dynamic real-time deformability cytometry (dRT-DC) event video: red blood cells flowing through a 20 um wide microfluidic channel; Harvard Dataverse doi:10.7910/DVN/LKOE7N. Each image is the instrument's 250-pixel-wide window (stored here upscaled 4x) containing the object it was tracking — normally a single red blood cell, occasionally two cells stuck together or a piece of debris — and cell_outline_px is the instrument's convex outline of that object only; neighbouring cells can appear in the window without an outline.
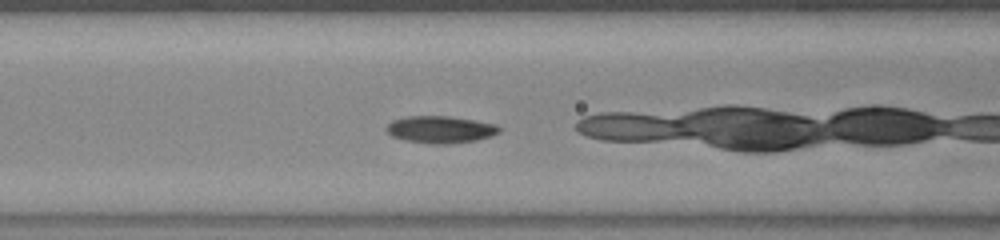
{"species": "common noctule bat (a hibernating species)", "species_latin": "Nyctalus noctula", "temperature_condition": "warm", "stored_images_in_passage": 39, "camera_frame_rate_fps": 3000, "um_per_image_px": 0.085, "animal": {"sex": "female", "body_mass_g": 23.0, "forearm_length_mm": 53.4}, "frame": {"image": 1, "passage_image": 14, "time_ms": 4.333, "image_size_px": [1000, 240], "cell_outline_px": [[500, 132], [492, 136], [476, 140], [448, 144], [432, 144], [404, 140], [392, 136], [384, 128], [392, 120], [408, 116], [448, 116], [496, 124], [500, 128]], "centroid_in_image_um": [37.42, 11.01], "position_along_channel_um": 129.2, "area_um2": 17.8}}
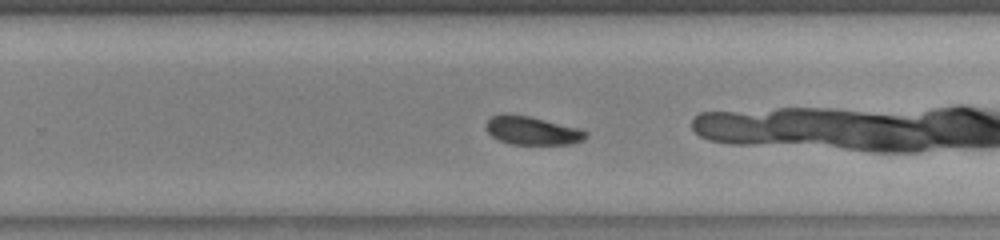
{"frame": {"image": 2, "passage_image": 26, "time_ms": 8.333, "image_size_px": [1000, 240], "cell_outline_px": [[588, 136], [584, 140], [572, 144], [512, 144], [500, 140], [492, 136], [488, 132], [488, 120], [492, 116], [504, 112], [508, 112], [528, 116], [580, 128], [588, 132]], "centroid_in_image_um": [45.28, 11.09], "position_along_channel_um": 284.5, "area_um2": 16.53}}
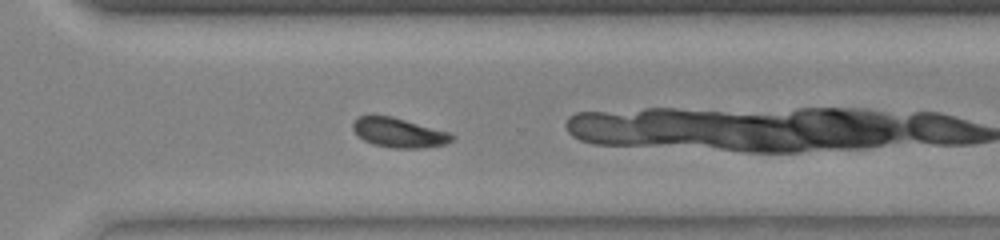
{"frame": {"image": 3, "passage_image": 30, "time_ms": 9.667, "image_size_px": [1000, 240], "cell_outline_px": [[456, 136], [448, 144], [424, 148], [392, 148], [372, 144], [364, 140], [352, 128], [352, 124], [360, 116], [392, 116], [448, 132]], "centroid_in_image_um": [33.94, 11.3], "position_along_channel_um": 336.7, "area_um2": 16.88}, "authors_computed_cell_mechanics": {"area_um2": 17.2244, "velocity_mm_per_s": 3.897, "shape_relaxation_time_tau1_ms": 2.4538, "shape_relaxation_time_tau2_ms": 8.5659, "deformation_change_tau1": 0.0947, "deformation_change_tau2": 0.1169}}